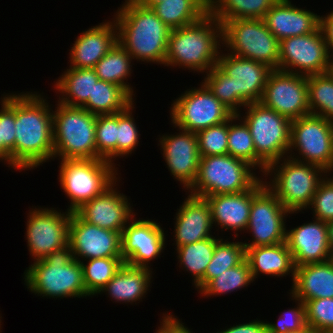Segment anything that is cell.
I'll return each mask as SVG.
<instances>
[{
	"mask_svg": "<svg viewBox=\"0 0 333 333\" xmlns=\"http://www.w3.org/2000/svg\"><path fill=\"white\" fill-rule=\"evenodd\" d=\"M120 180L118 177L100 195L88 200L75 212L90 224L122 233L136 212L130 199L118 190Z\"/></svg>",
	"mask_w": 333,
	"mask_h": 333,
	"instance_id": "cell-20",
	"label": "cell"
},
{
	"mask_svg": "<svg viewBox=\"0 0 333 333\" xmlns=\"http://www.w3.org/2000/svg\"><path fill=\"white\" fill-rule=\"evenodd\" d=\"M201 82L234 115L242 112L240 109H244L245 105L234 95L233 77H229L217 65L204 74Z\"/></svg>",
	"mask_w": 333,
	"mask_h": 333,
	"instance_id": "cell-42",
	"label": "cell"
},
{
	"mask_svg": "<svg viewBox=\"0 0 333 333\" xmlns=\"http://www.w3.org/2000/svg\"><path fill=\"white\" fill-rule=\"evenodd\" d=\"M320 29L329 52L333 53V10L326 15L320 16Z\"/></svg>",
	"mask_w": 333,
	"mask_h": 333,
	"instance_id": "cell-50",
	"label": "cell"
},
{
	"mask_svg": "<svg viewBox=\"0 0 333 333\" xmlns=\"http://www.w3.org/2000/svg\"><path fill=\"white\" fill-rule=\"evenodd\" d=\"M217 66L229 77H233L234 95L245 106L261 100L268 75L273 70L262 62L223 53L222 50Z\"/></svg>",
	"mask_w": 333,
	"mask_h": 333,
	"instance_id": "cell-21",
	"label": "cell"
},
{
	"mask_svg": "<svg viewBox=\"0 0 333 333\" xmlns=\"http://www.w3.org/2000/svg\"><path fill=\"white\" fill-rule=\"evenodd\" d=\"M118 43L138 62L165 65L171 29L136 0H125L113 15Z\"/></svg>",
	"mask_w": 333,
	"mask_h": 333,
	"instance_id": "cell-2",
	"label": "cell"
},
{
	"mask_svg": "<svg viewBox=\"0 0 333 333\" xmlns=\"http://www.w3.org/2000/svg\"><path fill=\"white\" fill-rule=\"evenodd\" d=\"M152 270L124 263L99 294H107L110 299L120 304L136 305L146 297L149 287H152Z\"/></svg>",
	"mask_w": 333,
	"mask_h": 333,
	"instance_id": "cell-27",
	"label": "cell"
},
{
	"mask_svg": "<svg viewBox=\"0 0 333 333\" xmlns=\"http://www.w3.org/2000/svg\"><path fill=\"white\" fill-rule=\"evenodd\" d=\"M53 111V160L96 159V115L57 102Z\"/></svg>",
	"mask_w": 333,
	"mask_h": 333,
	"instance_id": "cell-6",
	"label": "cell"
},
{
	"mask_svg": "<svg viewBox=\"0 0 333 333\" xmlns=\"http://www.w3.org/2000/svg\"><path fill=\"white\" fill-rule=\"evenodd\" d=\"M277 0H209V12L220 22L263 19Z\"/></svg>",
	"mask_w": 333,
	"mask_h": 333,
	"instance_id": "cell-36",
	"label": "cell"
},
{
	"mask_svg": "<svg viewBox=\"0 0 333 333\" xmlns=\"http://www.w3.org/2000/svg\"><path fill=\"white\" fill-rule=\"evenodd\" d=\"M289 291L304 303L318 298H333V265L326 261L295 267V278Z\"/></svg>",
	"mask_w": 333,
	"mask_h": 333,
	"instance_id": "cell-28",
	"label": "cell"
},
{
	"mask_svg": "<svg viewBox=\"0 0 333 333\" xmlns=\"http://www.w3.org/2000/svg\"><path fill=\"white\" fill-rule=\"evenodd\" d=\"M220 23L223 52L278 69L279 40L269 31L264 19H232Z\"/></svg>",
	"mask_w": 333,
	"mask_h": 333,
	"instance_id": "cell-10",
	"label": "cell"
},
{
	"mask_svg": "<svg viewBox=\"0 0 333 333\" xmlns=\"http://www.w3.org/2000/svg\"><path fill=\"white\" fill-rule=\"evenodd\" d=\"M246 259V249L243 242L228 241L220 238L215 245L212 260L207 266L204 276L194 285L198 293L216 276L229 268L236 267Z\"/></svg>",
	"mask_w": 333,
	"mask_h": 333,
	"instance_id": "cell-34",
	"label": "cell"
},
{
	"mask_svg": "<svg viewBox=\"0 0 333 333\" xmlns=\"http://www.w3.org/2000/svg\"><path fill=\"white\" fill-rule=\"evenodd\" d=\"M58 180L75 212L88 200L100 195L118 177V167L104 159L61 160Z\"/></svg>",
	"mask_w": 333,
	"mask_h": 333,
	"instance_id": "cell-9",
	"label": "cell"
},
{
	"mask_svg": "<svg viewBox=\"0 0 333 333\" xmlns=\"http://www.w3.org/2000/svg\"><path fill=\"white\" fill-rule=\"evenodd\" d=\"M117 114L96 115V159H104L117 166Z\"/></svg>",
	"mask_w": 333,
	"mask_h": 333,
	"instance_id": "cell-43",
	"label": "cell"
},
{
	"mask_svg": "<svg viewBox=\"0 0 333 333\" xmlns=\"http://www.w3.org/2000/svg\"><path fill=\"white\" fill-rule=\"evenodd\" d=\"M220 238L217 235V238L213 236L175 249L178 267L191 274L192 285H195L204 276L207 266L212 260L216 242Z\"/></svg>",
	"mask_w": 333,
	"mask_h": 333,
	"instance_id": "cell-35",
	"label": "cell"
},
{
	"mask_svg": "<svg viewBox=\"0 0 333 333\" xmlns=\"http://www.w3.org/2000/svg\"><path fill=\"white\" fill-rule=\"evenodd\" d=\"M0 99V140L2 163L15 170V93H5Z\"/></svg>",
	"mask_w": 333,
	"mask_h": 333,
	"instance_id": "cell-41",
	"label": "cell"
},
{
	"mask_svg": "<svg viewBox=\"0 0 333 333\" xmlns=\"http://www.w3.org/2000/svg\"><path fill=\"white\" fill-rule=\"evenodd\" d=\"M68 239L73 258L80 262L95 258L122 257L120 232L90 224L76 212L71 214Z\"/></svg>",
	"mask_w": 333,
	"mask_h": 333,
	"instance_id": "cell-18",
	"label": "cell"
},
{
	"mask_svg": "<svg viewBox=\"0 0 333 333\" xmlns=\"http://www.w3.org/2000/svg\"><path fill=\"white\" fill-rule=\"evenodd\" d=\"M330 177V178H329ZM312 210L314 219L325 223L333 220V175L328 173L319 183L311 205L307 210Z\"/></svg>",
	"mask_w": 333,
	"mask_h": 333,
	"instance_id": "cell-48",
	"label": "cell"
},
{
	"mask_svg": "<svg viewBox=\"0 0 333 333\" xmlns=\"http://www.w3.org/2000/svg\"><path fill=\"white\" fill-rule=\"evenodd\" d=\"M151 9L170 29H175L205 16L209 12V0H164Z\"/></svg>",
	"mask_w": 333,
	"mask_h": 333,
	"instance_id": "cell-31",
	"label": "cell"
},
{
	"mask_svg": "<svg viewBox=\"0 0 333 333\" xmlns=\"http://www.w3.org/2000/svg\"><path fill=\"white\" fill-rule=\"evenodd\" d=\"M166 233L162 225L154 219H137L135 216L126 224L121 233V255L124 263L150 268L154 261L164 252Z\"/></svg>",
	"mask_w": 333,
	"mask_h": 333,
	"instance_id": "cell-17",
	"label": "cell"
},
{
	"mask_svg": "<svg viewBox=\"0 0 333 333\" xmlns=\"http://www.w3.org/2000/svg\"><path fill=\"white\" fill-rule=\"evenodd\" d=\"M299 213L290 212L264 184L252 197L247 233H252L249 242L244 241L245 249L275 245L286 241L287 216Z\"/></svg>",
	"mask_w": 333,
	"mask_h": 333,
	"instance_id": "cell-13",
	"label": "cell"
},
{
	"mask_svg": "<svg viewBox=\"0 0 333 333\" xmlns=\"http://www.w3.org/2000/svg\"><path fill=\"white\" fill-rule=\"evenodd\" d=\"M178 132L159 135L160 149L166 167L173 179L179 181L185 190H189L196 181L200 153L196 133L177 129Z\"/></svg>",
	"mask_w": 333,
	"mask_h": 333,
	"instance_id": "cell-19",
	"label": "cell"
},
{
	"mask_svg": "<svg viewBox=\"0 0 333 333\" xmlns=\"http://www.w3.org/2000/svg\"><path fill=\"white\" fill-rule=\"evenodd\" d=\"M133 58L131 55L117 42L109 52L102 57L95 65L94 70L99 80L113 83L123 87L133 98L135 91L128 78H131L133 72Z\"/></svg>",
	"mask_w": 333,
	"mask_h": 333,
	"instance_id": "cell-32",
	"label": "cell"
},
{
	"mask_svg": "<svg viewBox=\"0 0 333 333\" xmlns=\"http://www.w3.org/2000/svg\"><path fill=\"white\" fill-rule=\"evenodd\" d=\"M28 211L25 237L32 260L45 259L68 245L71 211L41 206Z\"/></svg>",
	"mask_w": 333,
	"mask_h": 333,
	"instance_id": "cell-14",
	"label": "cell"
},
{
	"mask_svg": "<svg viewBox=\"0 0 333 333\" xmlns=\"http://www.w3.org/2000/svg\"><path fill=\"white\" fill-rule=\"evenodd\" d=\"M253 277L247 260L245 259L236 267L225 270L220 275L213 278L199 293L201 297L220 296L239 291L253 283Z\"/></svg>",
	"mask_w": 333,
	"mask_h": 333,
	"instance_id": "cell-39",
	"label": "cell"
},
{
	"mask_svg": "<svg viewBox=\"0 0 333 333\" xmlns=\"http://www.w3.org/2000/svg\"><path fill=\"white\" fill-rule=\"evenodd\" d=\"M263 19L279 41L313 33L320 27V15L300 6L298 8L291 0H277Z\"/></svg>",
	"mask_w": 333,
	"mask_h": 333,
	"instance_id": "cell-26",
	"label": "cell"
},
{
	"mask_svg": "<svg viewBox=\"0 0 333 333\" xmlns=\"http://www.w3.org/2000/svg\"><path fill=\"white\" fill-rule=\"evenodd\" d=\"M169 111L174 128L193 133L227 121L233 115L202 82L173 100Z\"/></svg>",
	"mask_w": 333,
	"mask_h": 333,
	"instance_id": "cell-12",
	"label": "cell"
},
{
	"mask_svg": "<svg viewBox=\"0 0 333 333\" xmlns=\"http://www.w3.org/2000/svg\"><path fill=\"white\" fill-rule=\"evenodd\" d=\"M331 67H333V53L331 54Z\"/></svg>",
	"mask_w": 333,
	"mask_h": 333,
	"instance_id": "cell-58",
	"label": "cell"
},
{
	"mask_svg": "<svg viewBox=\"0 0 333 333\" xmlns=\"http://www.w3.org/2000/svg\"><path fill=\"white\" fill-rule=\"evenodd\" d=\"M244 109L245 114L240 112L238 116L250 129L257 154V170L259 167L258 172L263 175L269 165L287 157L291 120L260 102L250 103Z\"/></svg>",
	"mask_w": 333,
	"mask_h": 333,
	"instance_id": "cell-7",
	"label": "cell"
},
{
	"mask_svg": "<svg viewBox=\"0 0 333 333\" xmlns=\"http://www.w3.org/2000/svg\"><path fill=\"white\" fill-rule=\"evenodd\" d=\"M229 119L196 133L201 157L228 154Z\"/></svg>",
	"mask_w": 333,
	"mask_h": 333,
	"instance_id": "cell-46",
	"label": "cell"
},
{
	"mask_svg": "<svg viewBox=\"0 0 333 333\" xmlns=\"http://www.w3.org/2000/svg\"><path fill=\"white\" fill-rule=\"evenodd\" d=\"M287 156L333 174V121L314 114L292 120Z\"/></svg>",
	"mask_w": 333,
	"mask_h": 333,
	"instance_id": "cell-11",
	"label": "cell"
},
{
	"mask_svg": "<svg viewBox=\"0 0 333 333\" xmlns=\"http://www.w3.org/2000/svg\"><path fill=\"white\" fill-rule=\"evenodd\" d=\"M132 103L123 112L117 113L116 158L128 157L137 149L140 133L136 125Z\"/></svg>",
	"mask_w": 333,
	"mask_h": 333,
	"instance_id": "cell-44",
	"label": "cell"
},
{
	"mask_svg": "<svg viewBox=\"0 0 333 333\" xmlns=\"http://www.w3.org/2000/svg\"><path fill=\"white\" fill-rule=\"evenodd\" d=\"M1 323H2V316H1V313H0V333L2 332V330H1L2 329V327H1L2 324Z\"/></svg>",
	"mask_w": 333,
	"mask_h": 333,
	"instance_id": "cell-57",
	"label": "cell"
},
{
	"mask_svg": "<svg viewBox=\"0 0 333 333\" xmlns=\"http://www.w3.org/2000/svg\"><path fill=\"white\" fill-rule=\"evenodd\" d=\"M246 260L254 281L261 274L277 278L291 274L292 283L294 281L295 265L286 241L275 245L250 247L246 249Z\"/></svg>",
	"mask_w": 333,
	"mask_h": 333,
	"instance_id": "cell-29",
	"label": "cell"
},
{
	"mask_svg": "<svg viewBox=\"0 0 333 333\" xmlns=\"http://www.w3.org/2000/svg\"><path fill=\"white\" fill-rule=\"evenodd\" d=\"M330 72L333 74V67H330Z\"/></svg>",
	"mask_w": 333,
	"mask_h": 333,
	"instance_id": "cell-60",
	"label": "cell"
},
{
	"mask_svg": "<svg viewBox=\"0 0 333 333\" xmlns=\"http://www.w3.org/2000/svg\"><path fill=\"white\" fill-rule=\"evenodd\" d=\"M265 184L261 177L250 189L235 194H219L204 197L209 204L214 228L239 232L246 231L253 195ZM220 226V227H219ZM238 232V233H237Z\"/></svg>",
	"mask_w": 333,
	"mask_h": 333,
	"instance_id": "cell-22",
	"label": "cell"
},
{
	"mask_svg": "<svg viewBox=\"0 0 333 333\" xmlns=\"http://www.w3.org/2000/svg\"><path fill=\"white\" fill-rule=\"evenodd\" d=\"M307 84L310 113L333 121V74L307 76Z\"/></svg>",
	"mask_w": 333,
	"mask_h": 333,
	"instance_id": "cell-38",
	"label": "cell"
},
{
	"mask_svg": "<svg viewBox=\"0 0 333 333\" xmlns=\"http://www.w3.org/2000/svg\"><path fill=\"white\" fill-rule=\"evenodd\" d=\"M254 171L249 163L229 154L201 157L196 181L187 193L203 198L240 193L262 177Z\"/></svg>",
	"mask_w": 333,
	"mask_h": 333,
	"instance_id": "cell-8",
	"label": "cell"
},
{
	"mask_svg": "<svg viewBox=\"0 0 333 333\" xmlns=\"http://www.w3.org/2000/svg\"><path fill=\"white\" fill-rule=\"evenodd\" d=\"M160 326L155 330L156 333H177V316L173 313L165 312L161 316Z\"/></svg>",
	"mask_w": 333,
	"mask_h": 333,
	"instance_id": "cell-51",
	"label": "cell"
},
{
	"mask_svg": "<svg viewBox=\"0 0 333 333\" xmlns=\"http://www.w3.org/2000/svg\"><path fill=\"white\" fill-rule=\"evenodd\" d=\"M259 102L291 121L311 114L307 76L273 69Z\"/></svg>",
	"mask_w": 333,
	"mask_h": 333,
	"instance_id": "cell-16",
	"label": "cell"
},
{
	"mask_svg": "<svg viewBox=\"0 0 333 333\" xmlns=\"http://www.w3.org/2000/svg\"><path fill=\"white\" fill-rule=\"evenodd\" d=\"M144 7L152 8L156 4L162 3L164 0H136Z\"/></svg>",
	"mask_w": 333,
	"mask_h": 333,
	"instance_id": "cell-52",
	"label": "cell"
},
{
	"mask_svg": "<svg viewBox=\"0 0 333 333\" xmlns=\"http://www.w3.org/2000/svg\"><path fill=\"white\" fill-rule=\"evenodd\" d=\"M327 174L317 165L287 156L269 165L262 177H265V185L287 210L304 213L303 210L311 205L319 183Z\"/></svg>",
	"mask_w": 333,
	"mask_h": 333,
	"instance_id": "cell-5",
	"label": "cell"
},
{
	"mask_svg": "<svg viewBox=\"0 0 333 333\" xmlns=\"http://www.w3.org/2000/svg\"><path fill=\"white\" fill-rule=\"evenodd\" d=\"M117 42L118 31L113 18L86 29L72 44L69 67L94 68Z\"/></svg>",
	"mask_w": 333,
	"mask_h": 333,
	"instance_id": "cell-25",
	"label": "cell"
},
{
	"mask_svg": "<svg viewBox=\"0 0 333 333\" xmlns=\"http://www.w3.org/2000/svg\"><path fill=\"white\" fill-rule=\"evenodd\" d=\"M134 98L121 86L98 80L93 87L92 97L82 106L95 115L117 114L126 110Z\"/></svg>",
	"mask_w": 333,
	"mask_h": 333,
	"instance_id": "cell-33",
	"label": "cell"
},
{
	"mask_svg": "<svg viewBox=\"0 0 333 333\" xmlns=\"http://www.w3.org/2000/svg\"><path fill=\"white\" fill-rule=\"evenodd\" d=\"M177 333H193V331H191V329L182 323V319L180 321V319L177 317Z\"/></svg>",
	"mask_w": 333,
	"mask_h": 333,
	"instance_id": "cell-53",
	"label": "cell"
},
{
	"mask_svg": "<svg viewBox=\"0 0 333 333\" xmlns=\"http://www.w3.org/2000/svg\"><path fill=\"white\" fill-rule=\"evenodd\" d=\"M286 243L295 267L329 261L328 229L327 224L321 220L314 219L287 229Z\"/></svg>",
	"mask_w": 333,
	"mask_h": 333,
	"instance_id": "cell-23",
	"label": "cell"
},
{
	"mask_svg": "<svg viewBox=\"0 0 333 333\" xmlns=\"http://www.w3.org/2000/svg\"><path fill=\"white\" fill-rule=\"evenodd\" d=\"M327 229H328V241L330 244V247L333 246V220L326 223Z\"/></svg>",
	"mask_w": 333,
	"mask_h": 333,
	"instance_id": "cell-54",
	"label": "cell"
},
{
	"mask_svg": "<svg viewBox=\"0 0 333 333\" xmlns=\"http://www.w3.org/2000/svg\"><path fill=\"white\" fill-rule=\"evenodd\" d=\"M221 329L216 333H267L266 322L264 320H252L242 324H235L229 328Z\"/></svg>",
	"mask_w": 333,
	"mask_h": 333,
	"instance_id": "cell-49",
	"label": "cell"
},
{
	"mask_svg": "<svg viewBox=\"0 0 333 333\" xmlns=\"http://www.w3.org/2000/svg\"><path fill=\"white\" fill-rule=\"evenodd\" d=\"M24 284L30 292L46 298H86L80 261L73 258L70 245L55 250L26 268Z\"/></svg>",
	"mask_w": 333,
	"mask_h": 333,
	"instance_id": "cell-4",
	"label": "cell"
},
{
	"mask_svg": "<svg viewBox=\"0 0 333 333\" xmlns=\"http://www.w3.org/2000/svg\"><path fill=\"white\" fill-rule=\"evenodd\" d=\"M306 323L313 333H333V298H318L305 303Z\"/></svg>",
	"mask_w": 333,
	"mask_h": 333,
	"instance_id": "cell-45",
	"label": "cell"
},
{
	"mask_svg": "<svg viewBox=\"0 0 333 333\" xmlns=\"http://www.w3.org/2000/svg\"><path fill=\"white\" fill-rule=\"evenodd\" d=\"M227 141L229 155L244 160L257 169V154L250 129L238 115L233 114L229 118Z\"/></svg>",
	"mask_w": 333,
	"mask_h": 333,
	"instance_id": "cell-40",
	"label": "cell"
},
{
	"mask_svg": "<svg viewBox=\"0 0 333 333\" xmlns=\"http://www.w3.org/2000/svg\"><path fill=\"white\" fill-rule=\"evenodd\" d=\"M302 333H313V332H311V331L308 329L307 331L302 332Z\"/></svg>",
	"mask_w": 333,
	"mask_h": 333,
	"instance_id": "cell-59",
	"label": "cell"
},
{
	"mask_svg": "<svg viewBox=\"0 0 333 333\" xmlns=\"http://www.w3.org/2000/svg\"><path fill=\"white\" fill-rule=\"evenodd\" d=\"M331 53L320 27L313 33L279 41L278 69L303 76L330 71Z\"/></svg>",
	"mask_w": 333,
	"mask_h": 333,
	"instance_id": "cell-15",
	"label": "cell"
},
{
	"mask_svg": "<svg viewBox=\"0 0 333 333\" xmlns=\"http://www.w3.org/2000/svg\"><path fill=\"white\" fill-rule=\"evenodd\" d=\"M296 307L281 312L277 322H266L267 333H302L308 330L306 323L305 304L290 294Z\"/></svg>",
	"mask_w": 333,
	"mask_h": 333,
	"instance_id": "cell-47",
	"label": "cell"
},
{
	"mask_svg": "<svg viewBox=\"0 0 333 333\" xmlns=\"http://www.w3.org/2000/svg\"><path fill=\"white\" fill-rule=\"evenodd\" d=\"M86 261V262H85ZM81 261L83 282L89 297L98 296L124 264L122 257L95 258Z\"/></svg>",
	"mask_w": 333,
	"mask_h": 333,
	"instance_id": "cell-37",
	"label": "cell"
},
{
	"mask_svg": "<svg viewBox=\"0 0 333 333\" xmlns=\"http://www.w3.org/2000/svg\"><path fill=\"white\" fill-rule=\"evenodd\" d=\"M222 48V24L210 12L190 25L171 29L165 65L205 74L215 65Z\"/></svg>",
	"mask_w": 333,
	"mask_h": 333,
	"instance_id": "cell-3",
	"label": "cell"
},
{
	"mask_svg": "<svg viewBox=\"0 0 333 333\" xmlns=\"http://www.w3.org/2000/svg\"><path fill=\"white\" fill-rule=\"evenodd\" d=\"M44 96L33 90L15 93L16 171L33 170L53 160L54 106Z\"/></svg>",
	"mask_w": 333,
	"mask_h": 333,
	"instance_id": "cell-1",
	"label": "cell"
},
{
	"mask_svg": "<svg viewBox=\"0 0 333 333\" xmlns=\"http://www.w3.org/2000/svg\"><path fill=\"white\" fill-rule=\"evenodd\" d=\"M329 262L333 265V246L330 247Z\"/></svg>",
	"mask_w": 333,
	"mask_h": 333,
	"instance_id": "cell-55",
	"label": "cell"
},
{
	"mask_svg": "<svg viewBox=\"0 0 333 333\" xmlns=\"http://www.w3.org/2000/svg\"><path fill=\"white\" fill-rule=\"evenodd\" d=\"M174 217L173 241L176 247L184 246L213 237L211 210L203 197L187 194ZM175 237V239H174Z\"/></svg>",
	"mask_w": 333,
	"mask_h": 333,
	"instance_id": "cell-24",
	"label": "cell"
},
{
	"mask_svg": "<svg viewBox=\"0 0 333 333\" xmlns=\"http://www.w3.org/2000/svg\"><path fill=\"white\" fill-rule=\"evenodd\" d=\"M2 161V140H0V162Z\"/></svg>",
	"mask_w": 333,
	"mask_h": 333,
	"instance_id": "cell-56",
	"label": "cell"
},
{
	"mask_svg": "<svg viewBox=\"0 0 333 333\" xmlns=\"http://www.w3.org/2000/svg\"><path fill=\"white\" fill-rule=\"evenodd\" d=\"M99 80L94 68L68 67L54 81V90L59 94L60 104L71 107H82L92 97L94 84Z\"/></svg>",
	"mask_w": 333,
	"mask_h": 333,
	"instance_id": "cell-30",
	"label": "cell"
}]
</instances>
